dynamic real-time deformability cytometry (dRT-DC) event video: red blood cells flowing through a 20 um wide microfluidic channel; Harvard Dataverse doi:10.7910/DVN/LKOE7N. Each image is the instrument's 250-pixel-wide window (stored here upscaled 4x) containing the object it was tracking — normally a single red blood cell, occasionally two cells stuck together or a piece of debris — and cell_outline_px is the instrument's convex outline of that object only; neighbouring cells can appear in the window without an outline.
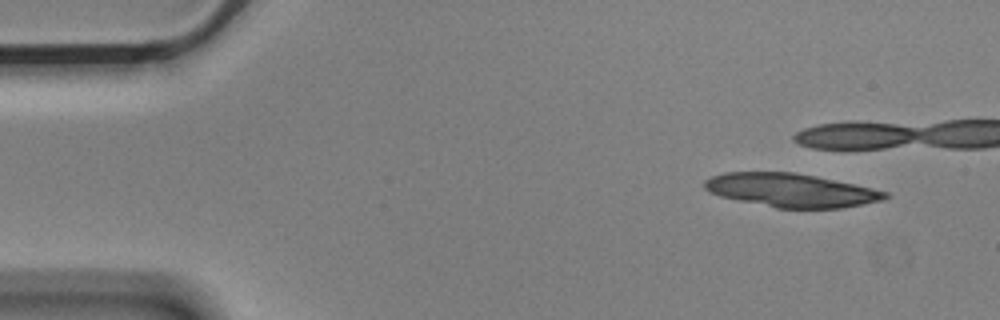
{"species": "Egyptian fruit bat (a non-hibernating species)", "species_latin": "Rousettus aegyptiacus", "temperature_condition": "cold", "stored_images_in_passage": 6, "camera_frame_rate_fps": 3000, "um_per_image_px": 0.085, "animal": {"sex": "male"}, "frame": {"image": 1, "passage_image": 1, "time_ms": 0.0, "image_size_px": [1000, 320], "cell_outline_px": [[888, 196], [884, 200], [844, 208], [776, 208], [720, 196], [708, 192], [704, 188], [704, 180], [712, 176], [724, 172], [796, 172], [816, 176], [872, 188], [888, 192]], "centroid_in_image_um": [67.23, 16.17], "position_along_channel_um": 17.8, "area_um2": 35.32}}